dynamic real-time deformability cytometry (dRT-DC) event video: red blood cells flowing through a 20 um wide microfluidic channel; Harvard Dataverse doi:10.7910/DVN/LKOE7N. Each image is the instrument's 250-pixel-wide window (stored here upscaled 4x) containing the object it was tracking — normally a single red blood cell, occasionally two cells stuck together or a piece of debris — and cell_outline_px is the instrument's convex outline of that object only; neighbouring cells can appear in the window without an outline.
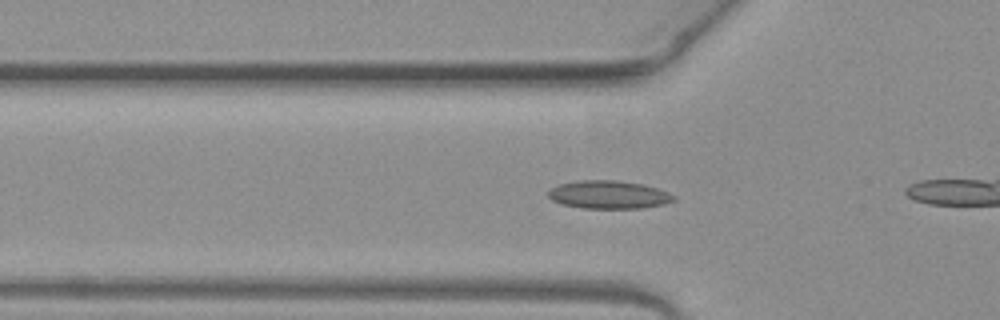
{"species": "common noctule bat (a hibernating species)", "species_latin": "Nyctalus noctula", "temperature_condition": "warm", "stored_images_in_passage": 37, "camera_frame_rate_fps": 3000, "um_per_image_px": 0.085, "animal": {"sex": "female", "body_mass_g": 19.3, "forearm_length_mm": 54.1}, "frame": {"image": 1, "passage_image": 13, "time_ms": 4.0, "image_size_px": [1000, 320], "cell_outline_px": [[676, 200], [664, 204], [640, 208], [584, 208], [560, 204], [552, 200], [548, 196], [548, 192], [552, 188], [560, 184], [580, 180], [616, 180], [644, 184], [668, 192], [676, 196]], "centroid_in_image_um": [51.75, 16.55], "position_along_channel_um": 74.0, "area_um2": 20.52}}
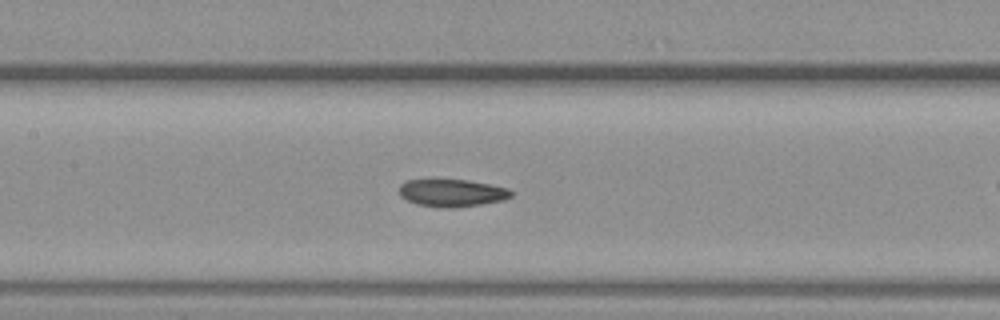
{"frame": {"image": 2, "passage_image": 20, "time_ms": 6.333, "image_size_px": [1000, 320], "cell_outline_px": [[512, 196], [504, 200], [480, 204], [440, 208], [416, 204], [400, 196], [400, 184], [408, 180], [468, 180], [492, 184], [508, 188], [512, 192]], "centroid_in_image_um": [38.43, 16.39], "position_along_channel_um": 169.0, "area_um2": 17.74}}
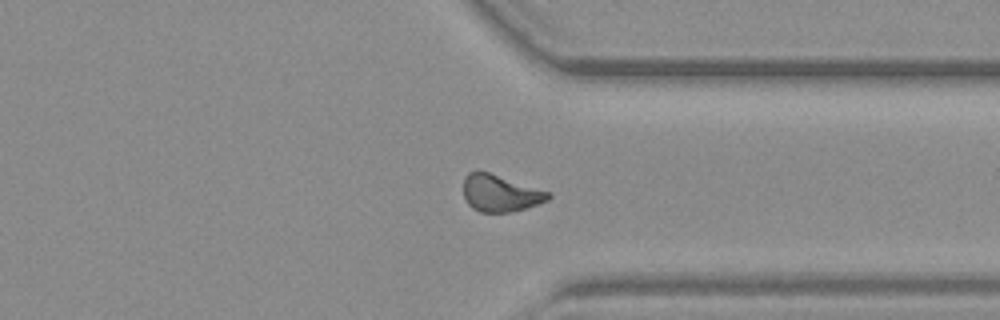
{"frame": {"image": 3, "passage_image": 35, "time_ms": 11.333, "image_size_px": [1000, 320], "cell_outline_px": [[552, 196], [548, 200], [512, 212], [480, 212], [472, 208], [464, 200], [464, 176], [468, 172], [488, 172], [552, 192]], "centroid_in_image_um": [42.52, 16.43], "position_along_channel_um": 368.9, "area_um2": 18.21}}